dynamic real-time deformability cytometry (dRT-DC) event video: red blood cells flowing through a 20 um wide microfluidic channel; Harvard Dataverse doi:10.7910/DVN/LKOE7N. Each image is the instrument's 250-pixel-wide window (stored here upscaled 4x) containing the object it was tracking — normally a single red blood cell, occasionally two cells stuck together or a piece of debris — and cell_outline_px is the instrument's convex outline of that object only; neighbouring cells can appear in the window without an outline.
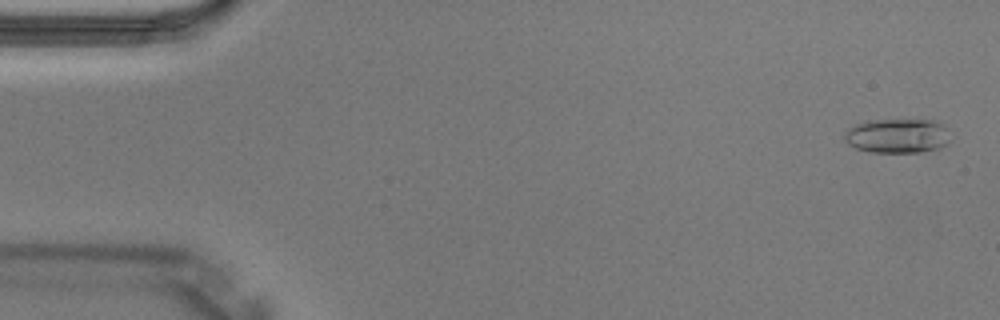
{"species": "Egyptian fruit bat (a non-hibernating species)", "species_latin": "Rousettus aegyptiacus", "temperature_condition": "warm", "stored_images_in_passage": 4, "camera_frame_rate_fps": 3000, "um_per_image_px": 0.085, "animal": {"sex": "male"}, "frame": {"image": 1, "passage_image": 1, "time_ms": 0.0, "image_size_px": [1000, 320], "cell_outline_px": [[948, 144], [940, 148], [920, 152], [868, 152], [856, 148], [848, 144], [844, 140], [844, 136], [848, 128], [856, 124], [868, 120], [932, 120], [940, 124], [944, 128], [948, 140]], "centroid_in_image_um": [76.22, 11.56], "position_along_channel_um": 8.8, "area_um2": 21.04}}